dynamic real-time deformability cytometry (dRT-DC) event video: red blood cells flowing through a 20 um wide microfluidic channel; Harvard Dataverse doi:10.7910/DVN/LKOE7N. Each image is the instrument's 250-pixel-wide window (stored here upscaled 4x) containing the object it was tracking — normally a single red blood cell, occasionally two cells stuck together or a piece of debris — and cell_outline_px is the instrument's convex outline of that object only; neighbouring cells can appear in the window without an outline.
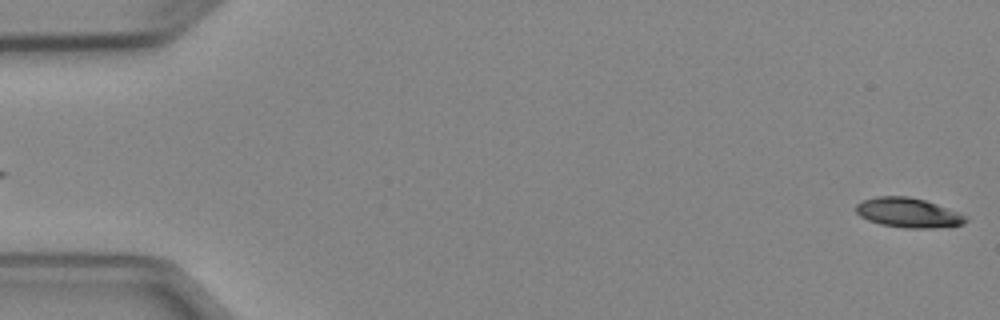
{"species": "Egyptian fruit bat (a non-hibernating species)", "species_latin": "Rousettus aegyptiacus", "temperature_condition": "cold", "stored_images_in_passage": 4, "segment_of_instrument_passage": [2, 2], "camera_frame_rate_fps": 3000, "um_per_image_px": 0.085, "animal": {"sex": "female"}, "frame": {"image": 1, "passage_image": 4, "time_ms": 3.667, "image_size_px": [1000, 320], "cell_outline_px": [[968, 220], [964, 224], [932, 228], [904, 228], [880, 224], [868, 220], [860, 216], [856, 212], [856, 204], [864, 200], [876, 196], [908, 196], [924, 200], [960, 212], [968, 216]], "centroid_in_image_um": [77.22, 18.08], "position_along_channel_um": 7.8, "area_um2": 19.02}}